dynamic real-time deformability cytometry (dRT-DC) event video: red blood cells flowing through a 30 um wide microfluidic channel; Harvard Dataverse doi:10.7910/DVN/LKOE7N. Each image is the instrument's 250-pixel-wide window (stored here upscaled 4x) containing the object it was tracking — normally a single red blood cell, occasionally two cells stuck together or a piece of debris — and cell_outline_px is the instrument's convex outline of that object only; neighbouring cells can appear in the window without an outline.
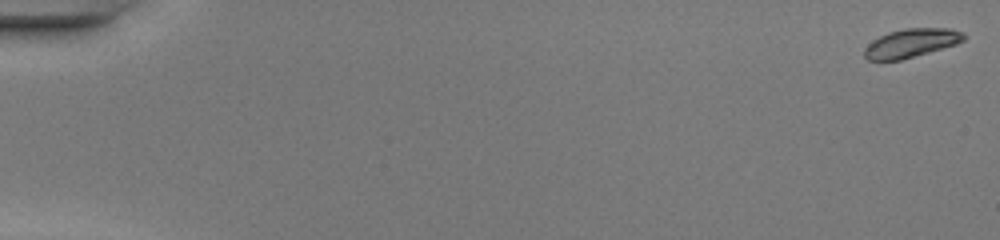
{"species": "common noctule bat (a hibernating species)", "species_latin": "Nyctalus noctula", "temperature_condition": "warm", "stored_images_in_passage": 48, "camera_frame_rate_fps": 3000, "um_per_image_px": 0.085, "animal": {"sex": "female", "body_mass_g": 20.0, "forearm_length_mm": 54.0}, "frame": {"image": 1, "passage_image": 1, "time_ms": 0.0, "image_size_px": [1000, 240], "cell_outline_px": [[964, 40], [956, 44], [900, 60], [868, 60], [864, 56], [864, 48], [872, 40], [888, 32], [904, 28], [952, 28], [964, 32]], "centroid_in_image_um": [77.44, 3.64], "position_along_channel_um": 7.6, "area_um2": 16.53}}
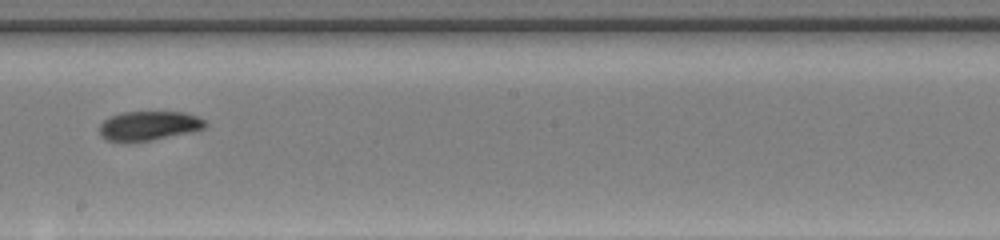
{"frame": {"image": 2, "passage_image": 28, "time_ms": 9.0, "image_size_px": [1000, 240], "cell_outline_px": [[208, 128], [196, 132], [152, 140], [104, 140], [100, 136], [100, 124], [104, 120], [120, 112], [184, 112], [196, 116], [204, 120], [208, 124]], "centroid_in_image_um": [12.73, 10.68], "position_along_channel_um": 235.5, "area_um2": 18.09}}
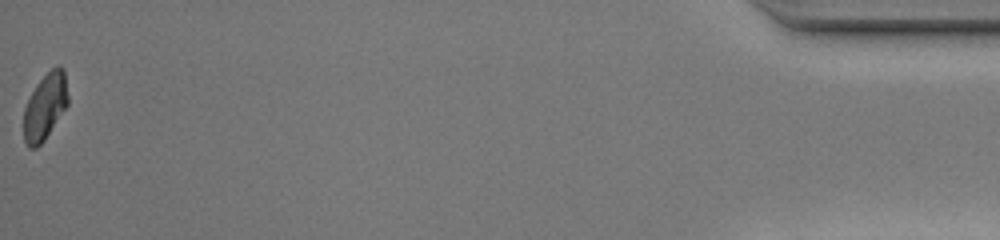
{"frame": {"image": 3, "passage_image": 48, "time_ms": 15.667, "image_size_px": [1000, 240], "cell_outline_px": [[68, 104], [44, 140], [36, 148], [28, 148], [24, 140], [24, 108], [36, 84], [56, 64], [60, 64], [64, 68], [68, 96]], "centroid_in_image_um": [3.84, 9.03], "position_along_channel_um": 431.4, "area_um2": 17.05}, "authors_computed_cell_mechanics": {"area_um2": 17.8891, "velocity_mm_per_s": 4.2906, "shape_relaxation_time_tau1_ms": 9.9936, "shape_relaxation_time_tau2_ms": 3.0144, "deformation_change_tau1": 0.3089, "deformation_change_tau2": 0.0786}}